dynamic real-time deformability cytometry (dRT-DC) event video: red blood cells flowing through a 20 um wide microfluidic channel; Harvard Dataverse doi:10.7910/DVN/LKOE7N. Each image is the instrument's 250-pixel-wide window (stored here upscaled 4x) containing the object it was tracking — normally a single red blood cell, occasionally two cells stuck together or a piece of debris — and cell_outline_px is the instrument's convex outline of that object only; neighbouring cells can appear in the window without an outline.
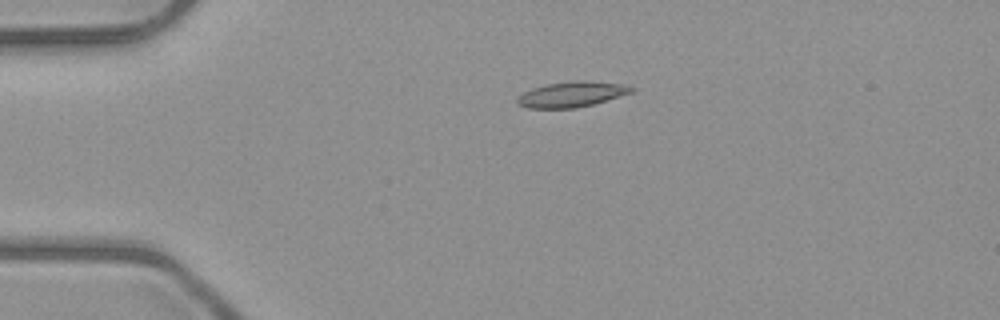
{"species": "common noctule bat (a hibernating species)", "species_latin": "Nyctalus noctula", "temperature_condition": "room temperature", "stored_images_in_passage": 5, "camera_frame_rate_fps": 3000, "um_per_image_px": 0.085, "animal": {"sex": "male", "body_mass_g": 23.1, "forearm_length_mm": 52.7}, "frame": {"image": 1, "passage_image": 4, "time_ms": 3.333, "image_size_px": [1000, 320], "cell_outline_px": [[636, 88], [632, 92], [592, 104], [576, 108], [528, 108], [516, 104], [516, 100], [524, 92], [532, 88], [548, 84], [572, 80], [592, 80], [620, 84]], "centroid_in_image_um": [48.57, 8.01], "position_along_channel_um": 36.4, "area_um2": 16.82}}